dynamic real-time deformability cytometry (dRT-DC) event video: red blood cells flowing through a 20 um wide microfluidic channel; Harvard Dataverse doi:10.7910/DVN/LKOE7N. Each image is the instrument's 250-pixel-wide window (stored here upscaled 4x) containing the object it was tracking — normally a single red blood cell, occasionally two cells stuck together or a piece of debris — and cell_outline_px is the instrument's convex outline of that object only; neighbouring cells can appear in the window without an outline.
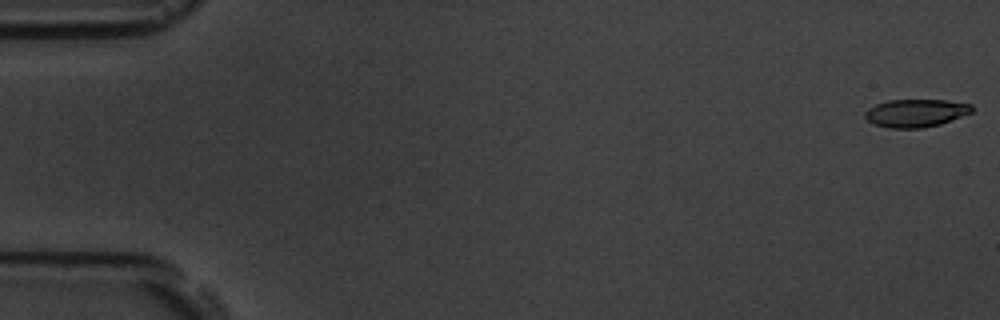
{"species": "common noctule bat (a hibernating species)", "species_latin": "Nyctalus noctula", "temperature_condition": "room temperature", "stored_images_in_passage": 56, "camera_frame_rate_fps": 3000, "um_per_image_px": 0.085, "animal": {"sex": "male", "body_mass_g": 19.5, "forearm_length_mm": 54.6}, "frame": {"image": 1, "passage_image": 1, "time_ms": 0.0, "image_size_px": [1000, 320], "cell_outline_px": [[976, 108], [972, 112], [940, 124], [924, 128], [888, 128], [876, 124], [868, 120], [864, 116], [864, 112], [868, 108], [876, 104], [888, 100], [944, 100], [972, 104]], "centroid_in_image_um": [77.86, 9.6], "position_along_channel_um": 7.1, "area_um2": 17.4}}
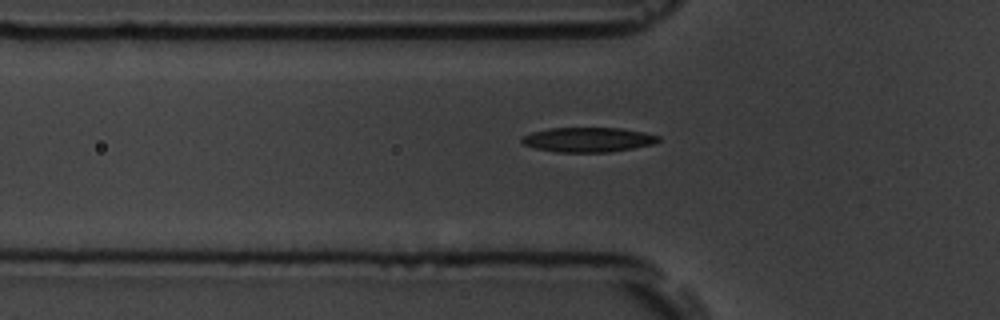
{"frame": {"image": 2, "passage_image": 19, "time_ms": 6.0, "image_size_px": [1000, 320], "cell_outline_px": [[660, 140], [652, 144], [632, 148], [608, 152], [556, 152], [536, 148], [524, 144], [520, 140], [520, 136], [532, 132], [548, 128], [620, 128], [644, 132], [660, 136]], "centroid_in_image_um": [49.95, 11.86], "position_along_channel_um": 75.8, "area_um2": 19.59}}
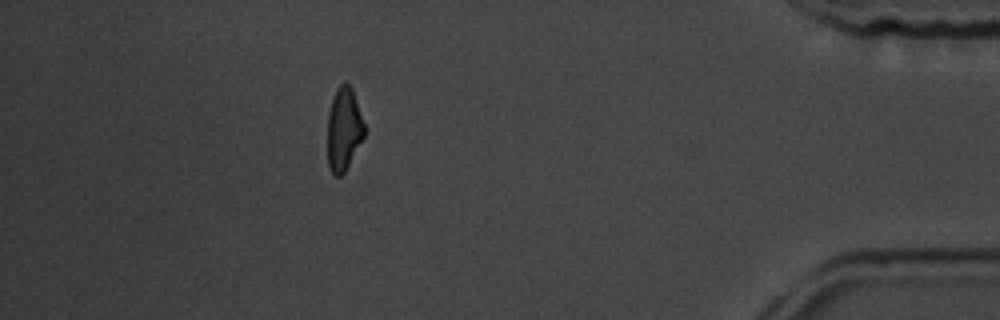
{"frame": {"image": 3, "passage_image": 50, "time_ms": 16.333, "image_size_px": [1000, 320], "cell_outline_px": [[364, 136], [344, 172], [340, 176], [336, 176], [328, 168], [328, 112], [336, 88], [344, 80], [352, 88], [364, 124]], "centroid_in_image_um": [29.21, 10.95], "position_along_channel_um": 406.0, "area_um2": 17.63}, "authors_computed_cell_mechanics": {"area_um2": 18.9295, "velocity_mm_per_s": 3.6688, "shape_relaxation_time_tau1_ms": 3.7733, "shape_relaxation_time_tau2_ms": 2.4332, "deformation_change_tau1": 0.1506, "deformation_change_tau2": 0.1009}}